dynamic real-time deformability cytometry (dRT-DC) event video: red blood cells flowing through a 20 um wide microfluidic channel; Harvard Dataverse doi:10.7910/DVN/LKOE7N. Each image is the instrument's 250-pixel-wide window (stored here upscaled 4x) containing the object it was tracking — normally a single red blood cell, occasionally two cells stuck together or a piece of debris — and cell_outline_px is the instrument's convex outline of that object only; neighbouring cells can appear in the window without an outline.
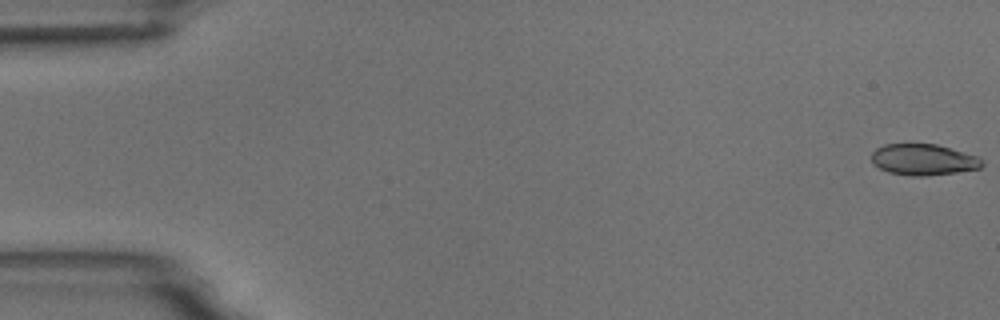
{"species": "common noctule bat (a hibernating species)", "species_latin": "Nyctalus noctula", "temperature_condition": "room temperature", "stored_images_in_passage": 5, "camera_frame_rate_fps": 3000, "um_per_image_px": 0.085, "animal": {"sex": "male", "body_mass_g": 18.8}, "frame": {"image": 1, "passage_image": 1, "time_ms": 0.0, "image_size_px": [1000, 320], "cell_outline_px": [[984, 164], [980, 168], [956, 172], [924, 176], [912, 176], [888, 172], [872, 164], [872, 152], [876, 148], [884, 144], [936, 144], [976, 156]], "centroid_in_image_um": [78.44, 13.57], "position_along_channel_um": 6.6, "area_um2": 19.88}}
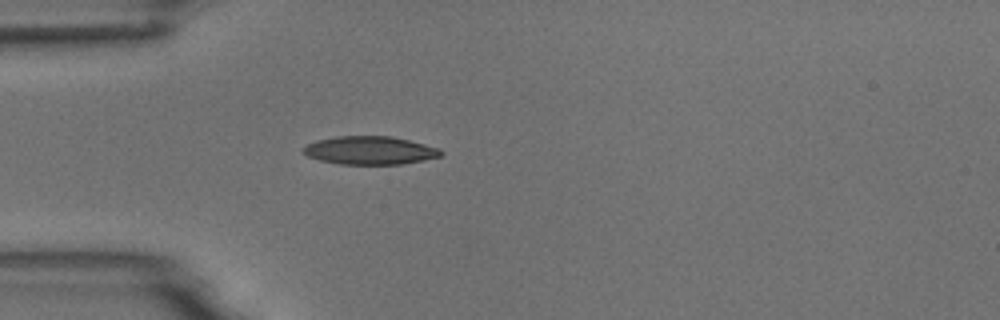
{"frame": {"image": 2, "passage_image": 5, "time_ms": 5.0, "image_size_px": [1000, 320], "cell_outline_px": [[444, 156], [424, 160], [400, 164], [340, 164], [320, 160], [308, 156], [304, 152], [304, 148], [308, 144], [316, 140], [336, 136], [392, 136], [440, 148], [444, 152]], "centroid_in_image_um": [31.5, 12.78], "position_along_channel_um": 53.5, "area_um2": 22.6}}